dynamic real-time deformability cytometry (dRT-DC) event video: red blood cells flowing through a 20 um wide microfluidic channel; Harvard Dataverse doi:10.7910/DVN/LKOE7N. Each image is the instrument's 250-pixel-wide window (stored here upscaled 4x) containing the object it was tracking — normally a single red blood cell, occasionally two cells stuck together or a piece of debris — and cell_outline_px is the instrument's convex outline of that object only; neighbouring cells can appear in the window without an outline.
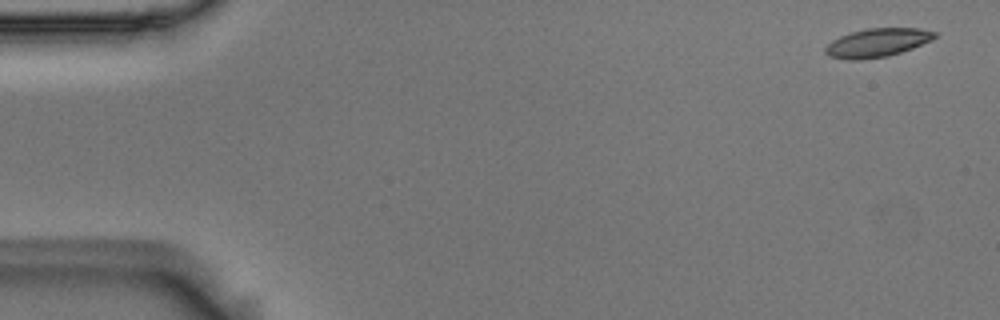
{"species": "Egyptian fruit bat (a non-hibernating species)", "species_latin": "Rousettus aegyptiacus", "temperature_condition": "room temperature", "stored_images_in_passage": 3, "camera_frame_rate_fps": 3000, "um_per_image_px": 0.085, "animal": {"sex": "male"}, "frame": {"image": 1, "passage_image": 1, "time_ms": 0.0, "image_size_px": [1000, 320], "cell_outline_px": [[936, 36], [932, 40], [912, 48], [888, 56], [860, 60], [848, 60], [828, 56], [824, 52], [824, 48], [832, 40], [840, 36], [852, 32], [868, 28], [920, 28], [936, 32]], "centroid_in_image_um": [74.54, 3.63], "position_along_channel_um": 10.5, "area_um2": 18.21}}